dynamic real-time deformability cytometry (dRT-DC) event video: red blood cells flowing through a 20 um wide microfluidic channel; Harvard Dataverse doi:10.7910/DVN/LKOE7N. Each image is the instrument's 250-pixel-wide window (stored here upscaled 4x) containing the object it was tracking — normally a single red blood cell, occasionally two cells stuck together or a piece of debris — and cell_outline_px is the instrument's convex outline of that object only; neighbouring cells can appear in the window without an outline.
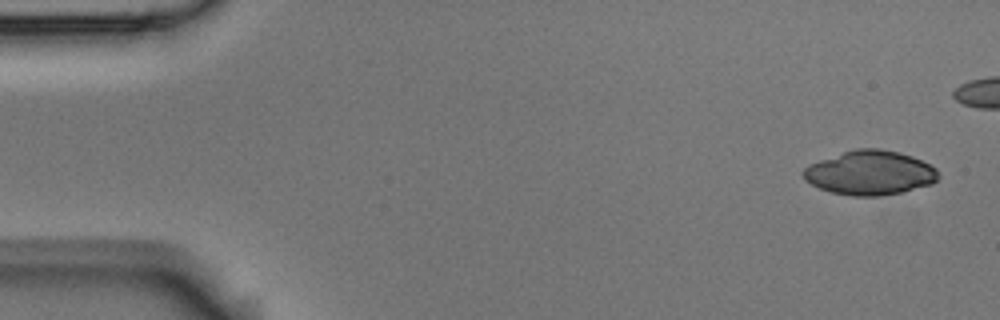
{"species": "Egyptian fruit bat (a non-hibernating species)", "species_latin": "Rousettus aegyptiacus", "temperature_condition": "room temperature", "stored_images_in_passage": 5, "camera_frame_rate_fps": 3000, "um_per_image_px": 0.085, "animal": {"sex": "male"}, "frame": {"image": 1, "passage_image": 1, "time_ms": 0.0, "image_size_px": [1000, 320], "cell_outline_px": [[936, 180], [932, 184], [900, 192], [880, 196], [852, 196], [832, 192], [820, 188], [804, 180], [800, 172], [808, 164], [856, 148], [876, 148], [900, 152], [912, 156], [936, 168]], "centroid_in_image_um": [73.9, 14.69], "position_along_channel_um": 11.1, "area_um2": 34.62}}